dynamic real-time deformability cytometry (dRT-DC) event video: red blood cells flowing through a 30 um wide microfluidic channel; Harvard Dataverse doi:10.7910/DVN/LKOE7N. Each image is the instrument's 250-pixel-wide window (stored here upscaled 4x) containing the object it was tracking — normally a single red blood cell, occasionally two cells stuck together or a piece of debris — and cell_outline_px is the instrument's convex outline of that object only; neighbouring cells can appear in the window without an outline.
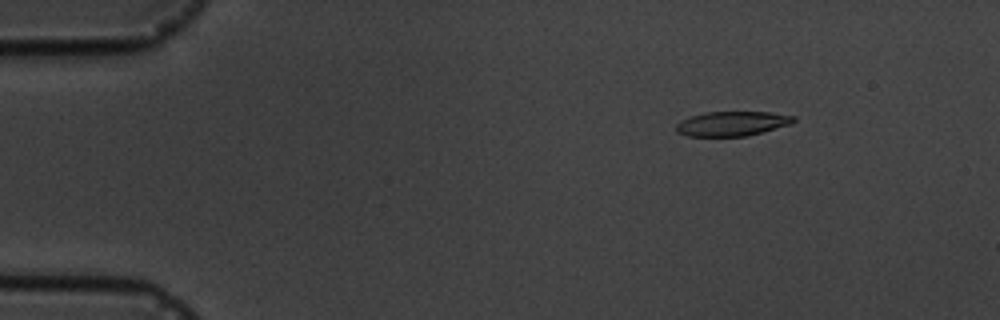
{"species": "common noctule bat (a hibernating species)", "species_latin": "Nyctalus noctula", "temperature_condition": "cold", "stored_images_in_passage": 4, "camera_frame_rate_fps": 3000, "um_per_image_px": 0.085, "animal": {"sex": "male", "body_mass_g": 19.5, "forearm_length_mm": 54.6}, "frame": {"image": 1, "passage_image": 2, "time_ms": 1.0, "image_size_px": [1000, 320], "cell_outline_px": [[796, 120], [792, 124], [748, 136], [688, 136], [676, 132], [676, 124], [680, 120], [704, 112], [768, 112], [796, 116]], "centroid_in_image_um": [62.24, 10.51], "position_along_channel_um": 22.8, "area_um2": 16.94}}
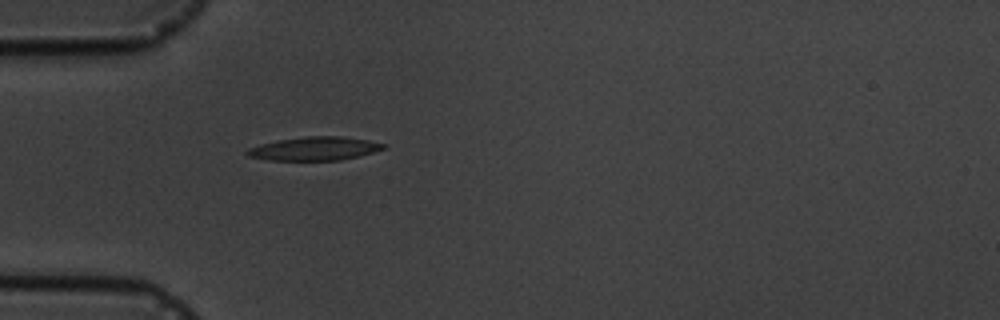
{"frame": {"image": 2, "passage_image": 4, "time_ms": 4.0, "image_size_px": [1000, 320], "cell_outline_px": [[388, 148], [360, 156], [340, 160], [268, 160], [248, 156], [244, 152], [248, 148], [260, 144], [280, 140], [308, 136], [340, 136], [368, 140], [388, 144]], "centroid_in_image_um": [26.79, 12.63], "position_along_channel_um": 58.2, "area_um2": 18.79}}